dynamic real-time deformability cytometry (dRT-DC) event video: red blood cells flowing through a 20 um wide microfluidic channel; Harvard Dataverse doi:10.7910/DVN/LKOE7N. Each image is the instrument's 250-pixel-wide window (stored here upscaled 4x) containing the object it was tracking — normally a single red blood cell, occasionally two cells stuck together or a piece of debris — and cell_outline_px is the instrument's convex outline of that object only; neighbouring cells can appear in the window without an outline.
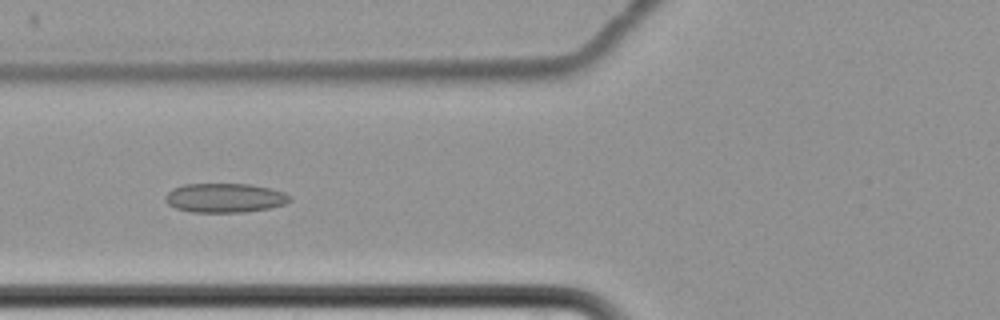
{"species": "common noctule bat (a hibernating species)", "species_latin": "Nyctalus noctula", "temperature_condition": "cold", "stored_images_in_passage": 7, "camera_frame_rate_fps": 3000, "um_per_image_px": 0.085, "animal": {"sex": "female", "body_mass_g": 22.7, "forearm_length_mm": 54.2}, "frame": {"image": 1, "passage_image": 6, "time_ms": 6.0, "image_size_px": [1000, 320], "cell_outline_px": [[292, 200], [284, 204], [268, 208], [244, 212], [192, 212], [176, 208], [168, 204], [164, 200], [164, 196], [172, 188], [184, 184], [252, 184], [272, 188], [284, 192], [292, 196]], "centroid_in_image_um": [19.12, 16.81], "position_along_channel_um": 106.7, "area_um2": 21.39}}
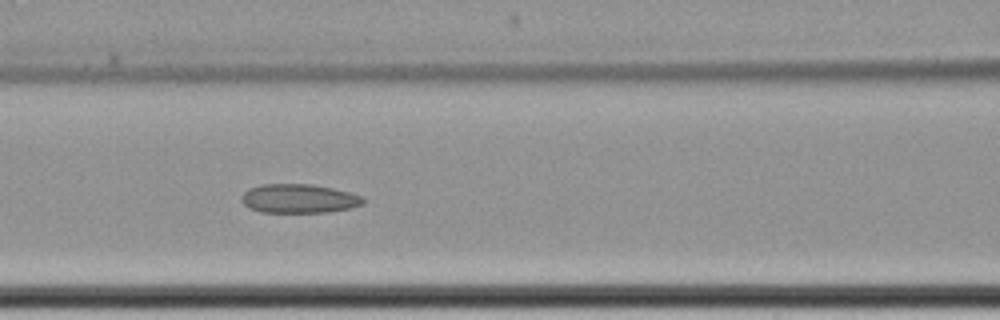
{"frame": {"image": 2, "passage_image": 7, "time_ms": 7.0, "image_size_px": [1000, 320], "cell_outline_px": [[364, 204], [352, 208], [328, 212], [260, 212], [248, 208], [240, 200], [240, 196], [248, 188], [260, 184], [308, 184], [332, 188], [348, 192], [360, 196], [364, 200]], "centroid_in_image_um": [25.35, 16.88], "position_along_channel_um": 141.2, "area_um2": 20.63}}